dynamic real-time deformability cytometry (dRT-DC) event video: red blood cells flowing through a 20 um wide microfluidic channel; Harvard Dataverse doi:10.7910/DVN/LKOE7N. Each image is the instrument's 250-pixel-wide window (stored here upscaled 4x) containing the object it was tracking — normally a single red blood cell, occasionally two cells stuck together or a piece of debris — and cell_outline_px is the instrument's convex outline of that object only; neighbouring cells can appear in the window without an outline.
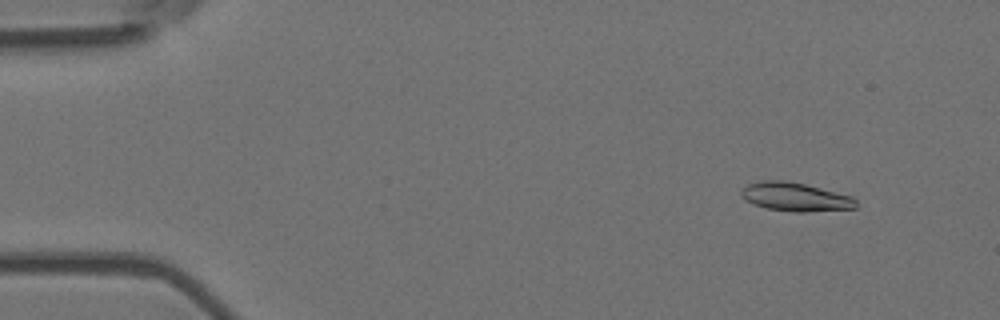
{"species": "Egyptian fruit bat (a non-hibernating species)", "species_latin": "Rousettus aegyptiacus", "temperature_condition": "room temperature", "stored_images_in_passage": 5, "camera_frame_rate_fps": 3000, "um_per_image_px": 0.085, "animal": {"sex": "female"}, "frame": {"image": 1, "passage_image": 2, "time_ms": 0.333, "image_size_px": [1000, 320], "cell_outline_px": [[856, 208], [804, 212], [792, 212], [768, 208], [752, 204], [744, 200], [740, 192], [748, 184], [760, 180], [784, 180], [804, 184], [852, 196], [856, 200]], "centroid_in_image_um": [67.57, 16.74], "position_along_channel_um": 17.4, "area_um2": 19.07}}
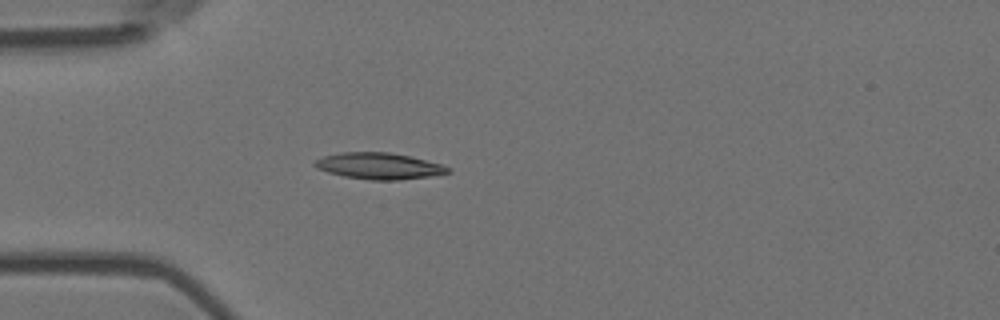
{"frame": {"image": 2, "passage_image": 5, "time_ms": 1.333, "image_size_px": [1000, 320], "cell_outline_px": [[448, 172], [428, 176], [396, 180], [368, 180], [344, 176], [328, 172], [316, 168], [312, 164], [316, 160], [324, 156], [340, 152], [388, 152], [408, 156], [440, 164], [448, 168]], "centroid_in_image_um": [32.12, 14.1], "position_along_channel_um": 52.9, "area_um2": 20.06}}